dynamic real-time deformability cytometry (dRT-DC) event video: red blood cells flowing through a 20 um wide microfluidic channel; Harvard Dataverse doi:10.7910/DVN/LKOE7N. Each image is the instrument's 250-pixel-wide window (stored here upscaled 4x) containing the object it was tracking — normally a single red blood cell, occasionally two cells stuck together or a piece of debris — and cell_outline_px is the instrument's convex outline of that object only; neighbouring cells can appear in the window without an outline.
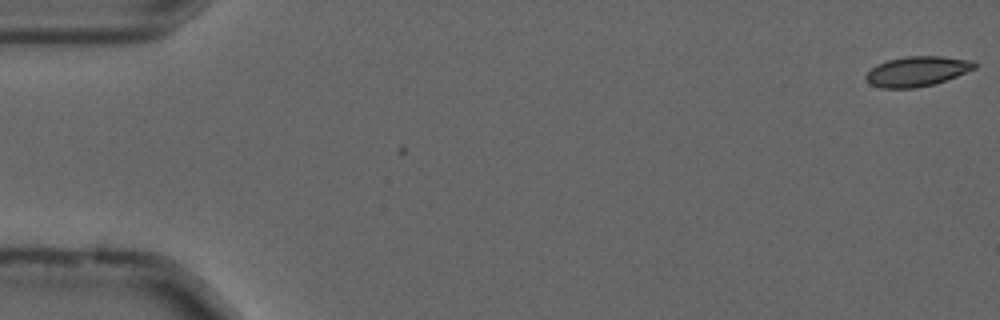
{"species": "common noctule bat (a hibernating species)", "species_latin": "Nyctalus noctula", "temperature_condition": "cold", "stored_images_in_passage": 3, "camera_frame_rate_fps": 3000, "um_per_image_px": 0.085, "animal": {"sex": "male", "forearm_length_mm": 52.5}, "frame": {"image": 1, "passage_image": 1, "time_ms": 0.0, "image_size_px": [1000, 320], "cell_outline_px": [[976, 68], [956, 76], [932, 84], [916, 88], [884, 88], [872, 84], [864, 76], [876, 64], [888, 60], [908, 56], [940, 56], [972, 60], [976, 64]], "centroid_in_image_um": [77.96, 6.05], "position_along_channel_um": 7.0, "area_um2": 18.67}}